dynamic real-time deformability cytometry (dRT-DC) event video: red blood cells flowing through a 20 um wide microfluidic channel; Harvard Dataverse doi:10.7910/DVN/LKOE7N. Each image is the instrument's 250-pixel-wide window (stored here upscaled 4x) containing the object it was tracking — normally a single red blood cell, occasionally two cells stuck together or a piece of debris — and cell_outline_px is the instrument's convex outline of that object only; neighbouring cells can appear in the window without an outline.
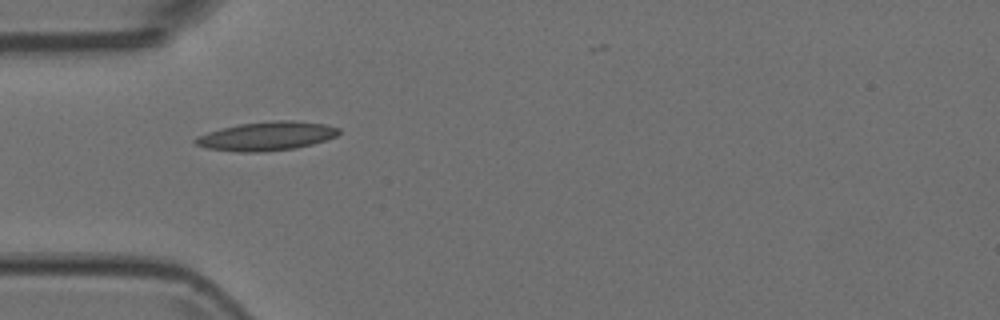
{"species": "Egyptian fruit bat (a non-hibernating species)", "species_latin": "Rousettus aegyptiacus", "temperature_condition": "room temperature", "stored_images_in_passage": 5, "camera_frame_rate_fps": 3000, "um_per_image_px": 0.085, "animal": {"sex": "female"}, "frame": {"image": 1, "passage_image": 4, "time_ms": 1.0, "image_size_px": [1000, 320], "cell_outline_px": [[340, 132], [336, 136], [312, 144], [296, 148], [260, 152], [240, 152], [208, 148], [196, 144], [192, 140], [196, 136], [220, 128], [240, 124], [280, 120], [292, 120], [324, 124], [340, 128]], "centroid_in_image_um": [22.65, 11.57], "position_along_channel_um": 62.4, "area_um2": 23.93}}
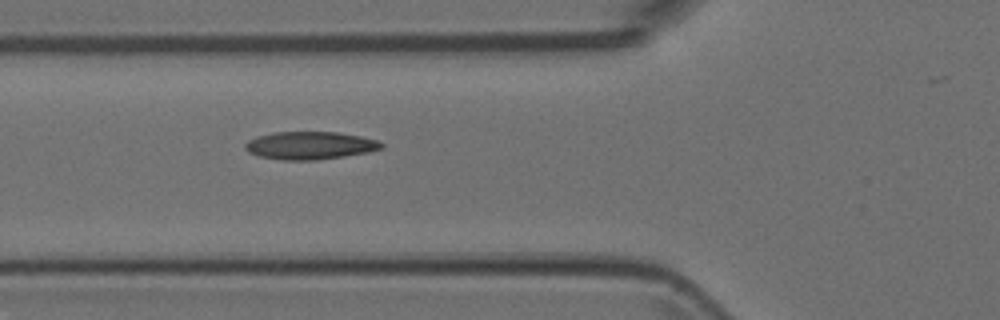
{"frame": {"image": 2, "passage_image": 5, "time_ms": 1.333, "image_size_px": [1000, 320], "cell_outline_px": [[384, 148], [368, 152], [316, 160], [284, 160], [260, 156], [248, 152], [244, 148], [244, 144], [248, 140], [256, 136], [272, 132], [336, 132], [360, 136], [376, 140], [384, 144]], "centroid_in_image_um": [26.32, 12.36], "position_along_channel_um": 99.5, "area_um2": 22.02}}